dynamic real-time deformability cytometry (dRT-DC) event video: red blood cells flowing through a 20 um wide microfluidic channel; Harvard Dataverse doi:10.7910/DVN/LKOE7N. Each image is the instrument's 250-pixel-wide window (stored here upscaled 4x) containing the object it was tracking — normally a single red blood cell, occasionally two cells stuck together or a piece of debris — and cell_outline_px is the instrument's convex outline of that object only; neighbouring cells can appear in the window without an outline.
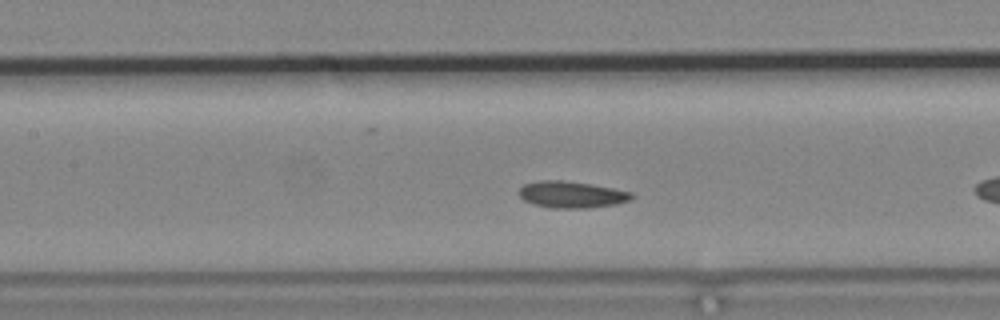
{"species": "common noctule bat (a hibernating species)", "species_latin": "Nyctalus noctula", "temperature_condition": "cold", "stored_images_in_passage": 37, "camera_frame_rate_fps": 3000, "um_per_image_px": 0.085, "animal": {"sex": "male", "body_mass_g": 19.2, "forearm_length_mm": 51.8}, "frame": {"image": 1, "passage_image": 6, "time_ms": 1.667, "image_size_px": [1000, 320], "cell_outline_px": [[632, 196], [628, 200], [616, 204], [588, 208], [552, 208], [532, 204], [524, 200], [516, 192], [524, 184], [536, 180], [560, 180], [592, 184], [632, 192]], "centroid_in_image_um": [48.52, 16.53], "position_along_channel_um": 158.9, "area_um2": 17.51}}
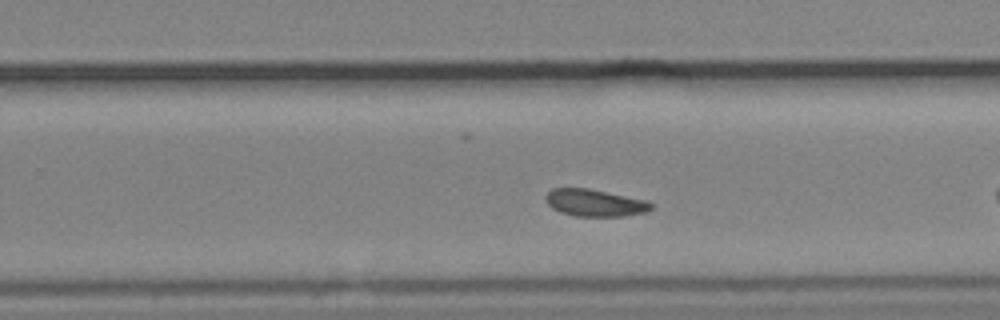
{"frame": {"image": 2, "passage_image": 16, "time_ms": 5.0, "image_size_px": [1000, 320], "cell_outline_px": [[652, 208], [644, 212], [624, 216], [572, 216], [560, 212], [552, 208], [548, 204], [544, 196], [552, 188], [588, 188], [644, 200], [652, 204]], "centroid_in_image_um": [50.49, 17.24], "position_along_channel_um": 279.3, "area_um2": 16.47}}
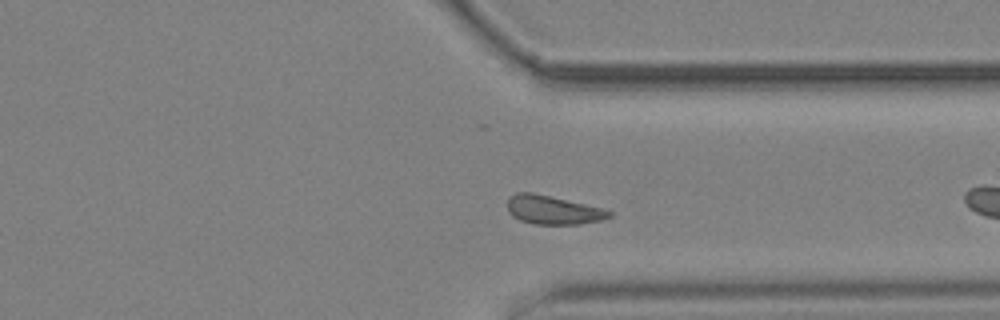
{"frame": {"image": 3, "passage_image": 23, "time_ms": 7.333, "image_size_px": [1000, 320], "cell_outline_px": [[612, 216], [600, 220], [580, 224], [532, 224], [520, 220], [512, 216], [508, 212], [508, 196], [516, 192], [532, 192], [604, 208], [612, 212]], "centroid_in_image_um": [46.98, 17.84], "position_along_channel_um": 364.4, "area_um2": 17.11}, "authors_computed_cell_mechanics": {"area_um2": 17.1088, "velocity_mm_per_s": 3.6169, "shape_relaxation_time_tau1_ms": 0.6009, "shape_relaxation_time_tau2_ms": null, "deformation_change_tau1": 0.2528, "deformation_change_tau2": null}}